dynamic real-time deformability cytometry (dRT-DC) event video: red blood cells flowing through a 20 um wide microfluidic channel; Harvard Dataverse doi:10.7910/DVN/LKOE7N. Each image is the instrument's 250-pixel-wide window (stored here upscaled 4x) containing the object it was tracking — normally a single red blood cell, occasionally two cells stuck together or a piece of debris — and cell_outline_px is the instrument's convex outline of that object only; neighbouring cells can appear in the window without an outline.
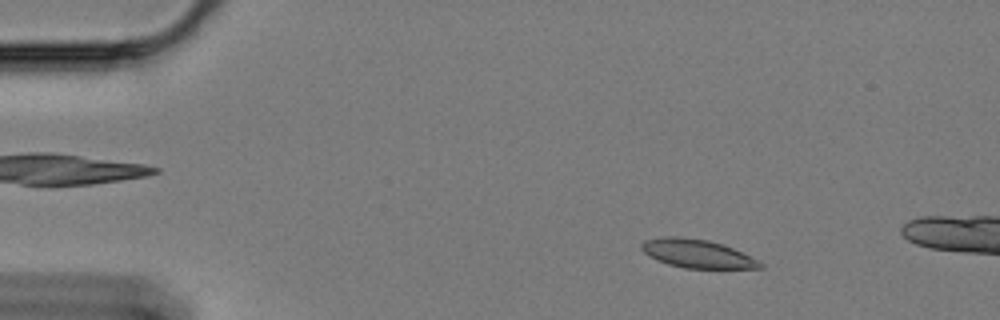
{"species": "Egyptian fruit bat (a non-hibernating species)", "species_latin": "Rousettus aegyptiacus", "temperature_condition": "cold", "stored_images_in_passage": 10, "camera_frame_rate_fps": 3000, "um_per_image_px": 0.085, "animal": {"sex": "female"}, "frame": {"image": 1, "passage_image": 4, "time_ms": 1.0, "image_size_px": [1000, 320], "cell_outline_px": [[764, 268], [684, 268], [668, 264], [648, 256], [640, 248], [640, 244], [644, 240], [664, 236], [676, 236], [708, 240], [732, 248], [764, 264]], "centroid_in_image_um": [59.19, 21.55], "position_along_channel_um": 25.8, "area_um2": 19.42}}